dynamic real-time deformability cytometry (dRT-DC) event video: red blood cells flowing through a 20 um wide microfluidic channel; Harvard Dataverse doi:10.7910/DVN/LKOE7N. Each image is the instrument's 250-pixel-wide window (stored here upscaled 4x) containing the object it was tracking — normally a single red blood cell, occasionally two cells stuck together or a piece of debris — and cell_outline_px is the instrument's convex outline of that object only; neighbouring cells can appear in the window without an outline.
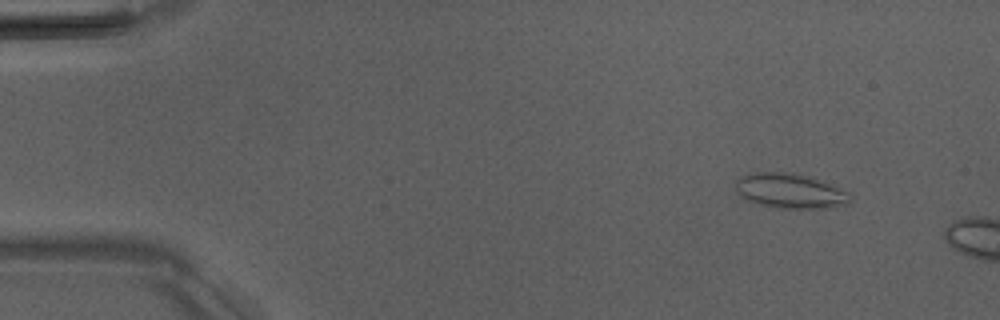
{"species": "Egyptian fruit bat (a non-hibernating species)", "species_latin": "Rousettus aegyptiacus", "temperature_condition": "room temperature", "stored_images_in_passage": 4, "camera_frame_rate_fps": 3000, "um_per_image_px": 0.085, "animal": {"sex": "male"}, "frame": {"image": 1, "passage_image": 2, "time_ms": 1.333, "image_size_px": [1000, 320], "cell_outline_px": [[852, 200], [848, 204], [828, 208], [780, 208], [760, 204], [748, 200], [736, 192], [736, 180], [740, 176], [756, 172], [784, 172], [808, 176], [824, 180], [852, 192]], "centroid_in_image_um": [67.25, 16.22], "position_along_channel_um": 17.8, "area_um2": 23.58}}